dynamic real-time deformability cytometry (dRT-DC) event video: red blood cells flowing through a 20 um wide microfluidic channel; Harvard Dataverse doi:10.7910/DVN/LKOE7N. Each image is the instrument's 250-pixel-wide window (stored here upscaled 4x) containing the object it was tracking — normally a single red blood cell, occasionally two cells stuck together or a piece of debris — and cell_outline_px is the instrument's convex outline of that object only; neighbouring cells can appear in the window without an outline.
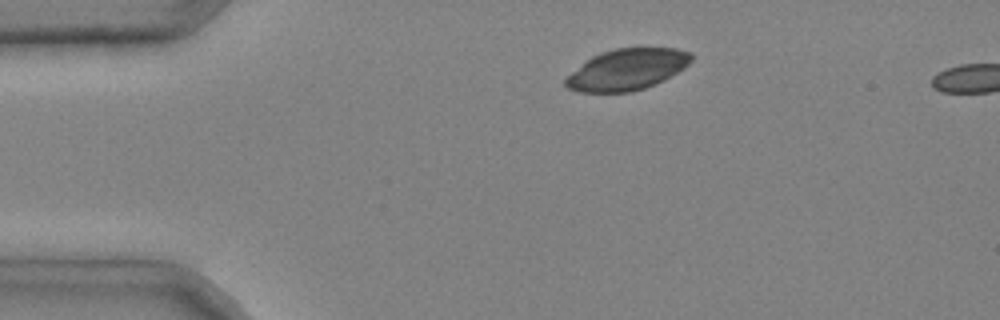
{"species": "common noctule bat (a hibernating species)", "species_latin": "Nyctalus noctula", "temperature_condition": "cold", "stored_images_in_passage": 2, "camera_frame_rate_fps": 3000, "um_per_image_px": 0.085, "animal": {"sex": "male", "body_mass_g": 20.4}, "frame": {"image": 1, "passage_image": 1, "time_ms": 0.0, "image_size_px": [1000, 320], "cell_outline_px": [[692, 60], [684, 68], [664, 80], [644, 88], [632, 92], [580, 92], [568, 88], [564, 84], [564, 80], [584, 60], [600, 52], [616, 48], [676, 48], [692, 52]], "centroid_in_image_um": [53.29, 5.9], "position_along_channel_um": 31.7, "area_um2": 30.23}}